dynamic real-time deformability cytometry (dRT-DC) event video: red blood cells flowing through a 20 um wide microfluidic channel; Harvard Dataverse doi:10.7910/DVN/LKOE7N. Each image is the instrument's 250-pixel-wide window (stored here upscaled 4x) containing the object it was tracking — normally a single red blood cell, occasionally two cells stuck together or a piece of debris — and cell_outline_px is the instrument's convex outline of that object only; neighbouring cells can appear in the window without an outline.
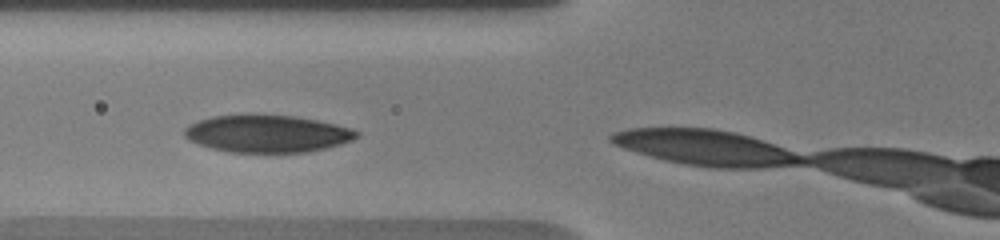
{"species": "human", "species_latin": "Homo sapiens", "temperature_condition": "warm", "stored_images_in_passage": 4, "camera_frame_rate_fps": 3000, "um_per_image_px": 0.085, "donor": {"sex": "male"}, "frame": {"image": 1, "passage_image": 2, "time_ms": 1.0, "image_size_px": [1000, 240], "cell_outline_px": [[360, 136], [352, 140], [340, 144], [308, 152], [228, 152], [212, 148], [188, 140], [184, 136], [184, 128], [200, 120], [212, 116], [244, 112], [292, 116], [316, 120], [336, 124], [352, 128], [360, 132]], "centroid_in_image_um": [22.7, 11.33], "position_along_channel_um": 103.1, "area_um2": 38.03}}